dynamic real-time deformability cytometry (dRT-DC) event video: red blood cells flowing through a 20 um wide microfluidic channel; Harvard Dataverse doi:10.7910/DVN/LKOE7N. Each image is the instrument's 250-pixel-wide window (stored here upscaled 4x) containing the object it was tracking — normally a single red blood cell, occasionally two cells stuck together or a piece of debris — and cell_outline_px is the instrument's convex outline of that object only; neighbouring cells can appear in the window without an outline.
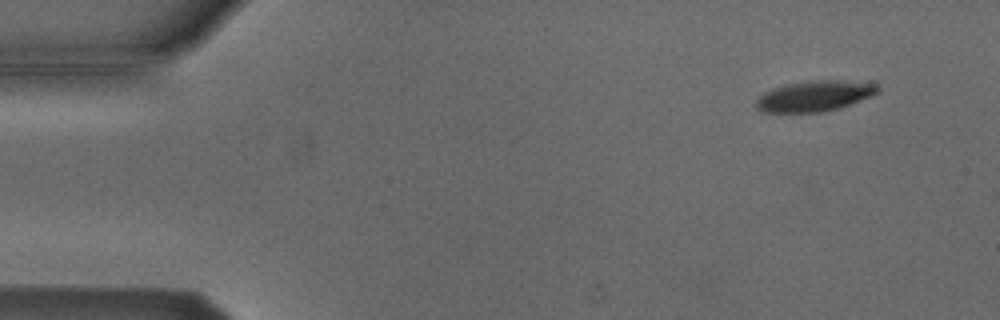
{"species": "Egyptian fruit bat (a non-hibernating species)", "species_latin": "Rousettus aegyptiacus", "temperature_condition": "cold", "stored_images_in_passage": 50, "camera_frame_rate_fps": 3000, "um_per_image_px": 0.085, "animal": {"sex": "male"}, "frame": {"image": 1, "passage_image": 1, "time_ms": 0.0, "image_size_px": [1000, 320], "cell_outline_px": [[880, 92], [840, 108], [820, 112], [764, 112], [756, 108], [756, 100], [764, 92], [772, 88], [788, 84], [812, 80], [876, 80], [880, 88]], "centroid_in_image_um": [69.35, 8.13], "position_along_channel_um": 15.7, "area_um2": 22.14}}
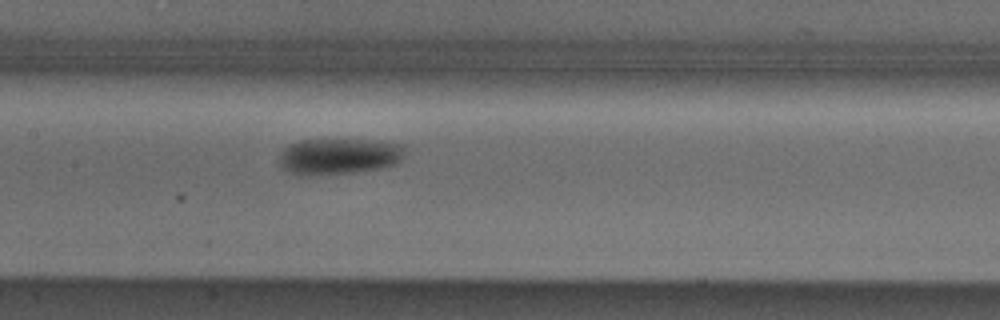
{"frame": {"image": 2, "passage_image": 22, "time_ms": 7.0, "image_size_px": [1000, 320], "cell_outline_px": [[404, 152], [400, 160], [392, 164], [380, 168], [352, 172], [308, 176], [296, 176], [288, 172], [280, 164], [280, 152], [284, 148], [300, 140], [364, 140], [404, 144]], "centroid_in_image_um": [28.75, 13.3], "position_along_channel_um": 178.6, "area_um2": 26.24}}
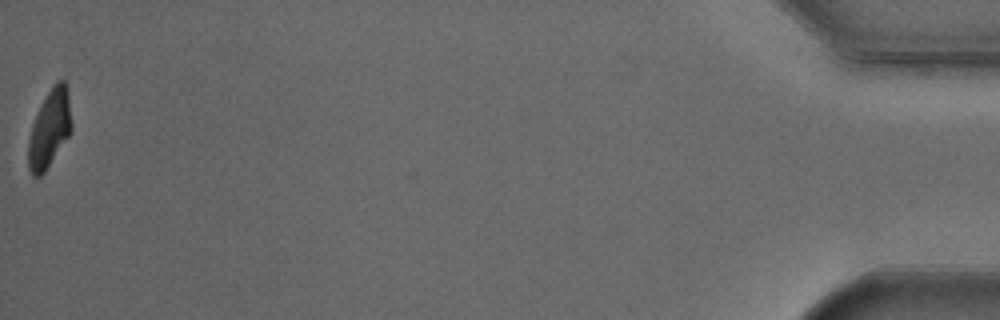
{"frame": {"image": 3, "passage_image": 50, "time_ms": 16.333, "image_size_px": [1000, 320], "cell_outline_px": [[72, 132], [44, 172], [40, 176], [32, 176], [28, 168], [28, 140], [32, 124], [40, 104], [56, 80], [64, 80], [68, 88], [72, 124]], "centroid_in_image_um": [4.22, 10.92], "position_along_channel_um": 431.0, "area_um2": 19.77}, "authors_computed_cell_mechanics": {"area_um2": 23.8714, "velocity_mm_per_s": 3.8184, "shape_relaxation_time_tau1_ms": 2.9791, "shape_relaxation_time_tau2_ms": null, "deformation_change_tau1": 0.1307, "deformation_change_tau2": null}}